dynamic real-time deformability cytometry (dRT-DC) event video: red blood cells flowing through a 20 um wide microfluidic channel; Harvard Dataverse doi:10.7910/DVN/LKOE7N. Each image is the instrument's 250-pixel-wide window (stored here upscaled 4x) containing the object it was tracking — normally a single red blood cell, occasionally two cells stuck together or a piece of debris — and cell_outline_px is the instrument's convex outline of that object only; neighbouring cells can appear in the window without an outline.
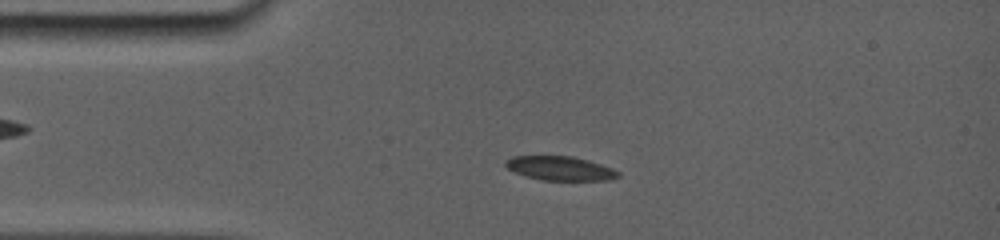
{"species": "common noctule bat (a hibernating species)", "species_latin": "Nyctalus noctula", "temperature_condition": "room temperature", "stored_images_in_passage": 41, "camera_frame_rate_fps": 5000, "um_per_image_px": 0.085, "animal": {"sex": "female", "body_mass_g": 19.0, "forearm_length_mm": 56.7}, "frame": {"image": 1, "passage_image": 7, "time_ms": 2.8, "image_size_px": [1000, 240], "cell_outline_px": [[620, 176], [608, 180], [540, 180], [516, 172], [508, 168], [504, 164], [504, 160], [512, 156], [568, 156], [600, 164], [612, 168], [620, 172]], "centroid_in_image_um": [47.59, 14.31], "position_along_channel_um": 37.4, "area_um2": 15.55}}
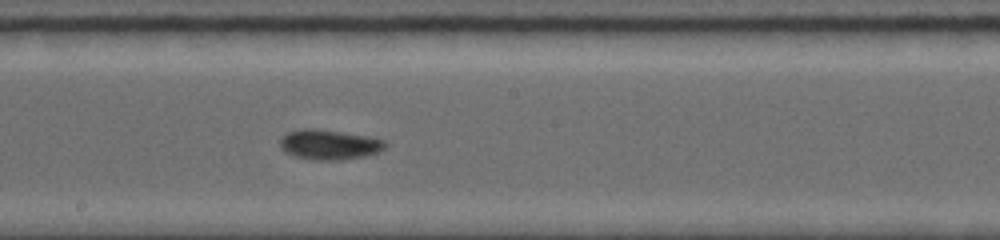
{"frame": {"image": 2, "passage_image": 20, "time_ms": 8.2, "image_size_px": [1000, 240], "cell_outline_px": [[384, 148], [376, 152], [364, 156], [336, 160], [316, 160], [296, 156], [284, 152], [280, 148], [280, 140], [288, 132], [308, 128], [312, 128], [364, 136], [380, 140], [384, 144]], "centroid_in_image_um": [27.89, 12.3], "position_along_channel_um": 220.3, "area_um2": 17.63}}
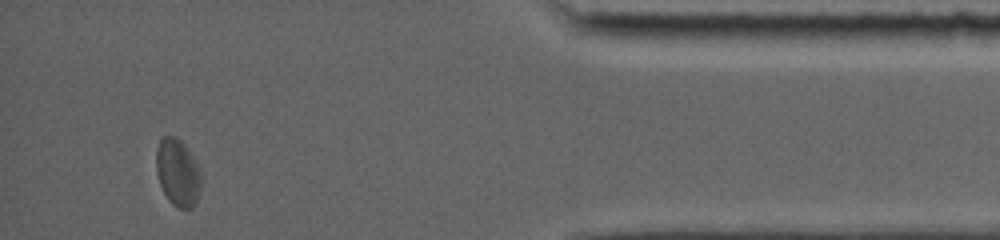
{"frame": {"image": 3, "passage_image": 37, "time_ms": 14.4, "image_size_px": [1000, 240], "cell_outline_px": [[200, 192], [192, 208], [176, 208], [168, 200], [160, 184], [156, 172], [156, 148], [160, 140], [164, 136], [172, 136], [180, 140], [188, 148], [200, 172]], "centroid_in_image_um": [15.09, 14.67], "position_along_channel_um": 420.1, "area_um2": 17.46}, "authors_computed_cell_mechanics": {"area_um2": 17.4556, "velocity_mm_per_s": 3.826, "shape_relaxation_time_tau1_ms": 3.9439, "shape_relaxation_time_tau2_ms": 8.7559, "deformation_change_tau1": 0.1003, "deformation_change_tau2": 0.0639}}